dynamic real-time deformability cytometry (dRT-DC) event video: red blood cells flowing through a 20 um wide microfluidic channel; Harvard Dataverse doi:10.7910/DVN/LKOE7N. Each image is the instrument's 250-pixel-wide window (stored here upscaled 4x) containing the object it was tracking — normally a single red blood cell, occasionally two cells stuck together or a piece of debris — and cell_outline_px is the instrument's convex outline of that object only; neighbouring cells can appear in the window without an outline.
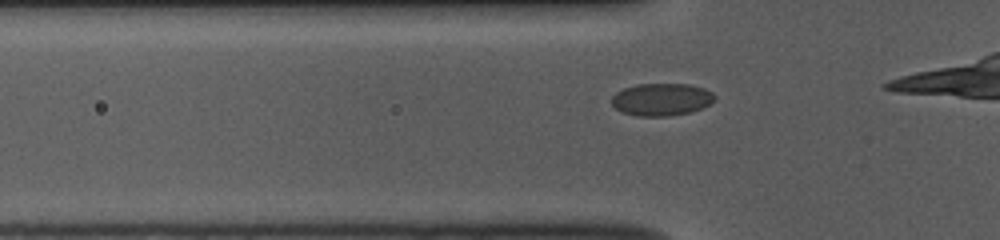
{"species": "common noctule bat (a hibernating species)", "species_latin": "Nyctalus noctula", "temperature_condition": "room temperature", "stored_images_in_passage": 22, "camera_frame_rate_fps": 3000, "um_per_image_px": 0.085, "animal": {"sex": "female", "body_mass_g": 10.0, "forearm_length_mm": 53.1}, "frame": {"image": 1, "passage_image": 9, "time_ms": 2.667, "image_size_px": [1000, 240], "cell_outline_px": [[716, 96], [708, 104], [700, 108], [688, 112], [668, 116], [636, 116], [624, 112], [616, 108], [612, 104], [612, 96], [616, 92], [624, 88], [636, 84], [688, 84], [704, 88], [712, 92]], "centroid_in_image_um": [56.2, 8.44], "position_along_channel_um": 69.6, "area_um2": 19.25}}
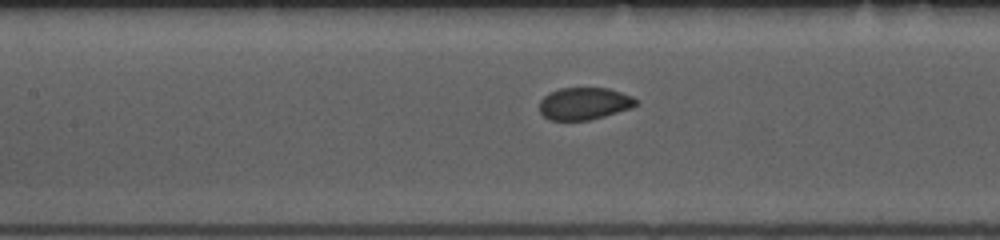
{"frame": {"image": 2, "passage_image": 16, "time_ms": 5.0, "image_size_px": [1000, 240], "cell_outline_px": [[640, 104], [632, 108], [604, 116], [588, 120], [548, 120], [540, 112], [540, 100], [548, 92], [560, 88], [608, 88], [632, 96], [640, 100]], "centroid_in_image_um": [49.69, 8.8], "position_along_channel_um": 157.7, "area_um2": 18.32}}
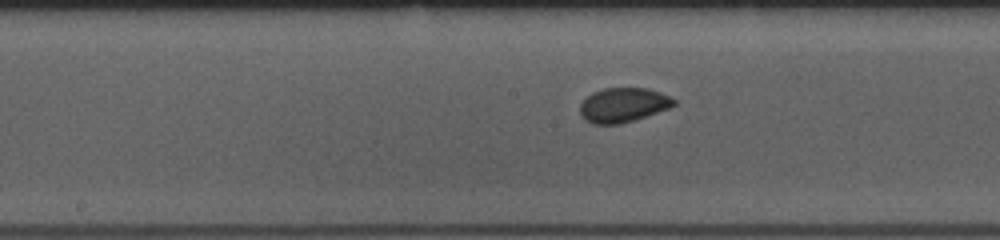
{"frame": {"image": 3, "passage_image": 19, "time_ms": 6.0, "image_size_px": [1000, 240], "cell_outline_px": [[676, 104], [668, 108], [620, 124], [592, 124], [584, 120], [580, 112], [580, 104], [592, 92], [604, 88], [648, 88], [660, 92], [676, 100]], "centroid_in_image_um": [52.94, 8.92], "position_along_channel_um": 195.3, "area_um2": 18.67}}